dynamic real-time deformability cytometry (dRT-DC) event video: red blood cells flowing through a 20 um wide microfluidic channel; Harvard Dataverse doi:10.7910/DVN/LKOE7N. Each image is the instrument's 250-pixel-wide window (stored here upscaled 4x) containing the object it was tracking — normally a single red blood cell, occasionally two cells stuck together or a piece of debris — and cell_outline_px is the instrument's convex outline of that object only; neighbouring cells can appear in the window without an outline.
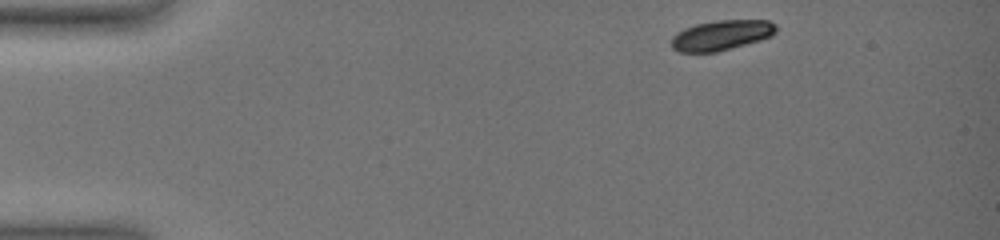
{"species": "common noctule bat (a hibernating species)", "species_latin": "Nyctalus noctula", "temperature_condition": "warm", "stored_images_in_passage": 4, "camera_frame_rate_fps": 3000, "um_per_image_px": 0.085, "animal": {"sex": "female", "body_mass_g": 19.0, "forearm_length_mm": 51.5}, "frame": {"image": 1, "passage_image": 1, "time_ms": 0.0, "image_size_px": [1000, 240], "cell_outline_px": [[776, 32], [772, 36], [760, 40], [716, 52], [680, 52], [672, 48], [672, 36], [676, 32], [684, 28], [696, 24], [716, 20], [768, 20], [776, 24]], "centroid_in_image_um": [61.32, 2.98], "position_along_channel_um": 23.7, "area_um2": 18.38}}
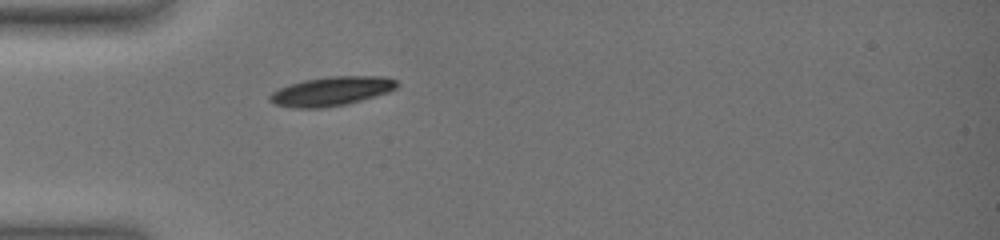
{"frame": {"image": 2, "passage_image": 4, "time_ms": 3.333, "image_size_px": [1000, 240], "cell_outline_px": [[400, 84], [396, 88], [388, 92], [360, 100], [344, 104], [324, 108], [292, 108], [276, 104], [268, 100], [268, 96], [272, 92], [280, 88], [304, 80], [332, 76], [384, 76], [396, 80]], "centroid_in_image_um": [28.18, 7.75], "position_along_channel_um": 56.8, "area_um2": 21.39}}